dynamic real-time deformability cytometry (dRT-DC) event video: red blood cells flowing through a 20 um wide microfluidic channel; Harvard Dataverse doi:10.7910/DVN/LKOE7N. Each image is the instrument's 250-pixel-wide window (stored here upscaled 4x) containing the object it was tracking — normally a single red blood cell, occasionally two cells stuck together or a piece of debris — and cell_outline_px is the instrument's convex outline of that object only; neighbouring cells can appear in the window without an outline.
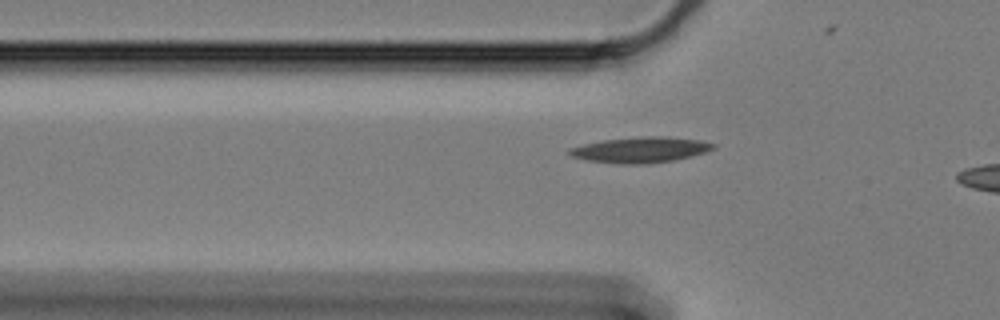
{"species": "Egyptian fruit bat (a non-hibernating species)", "species_latin": "Rousettus aegyptiacus", "temperature_condition": "cold", "stored_images_in_passage": 22, "camera_frame_rate_fps": 3000, "um_per_image_px": 0.085, "animal": {"sex": "female"}, "frame": {"image": 1, "passage_image": 11, "time_ms": 3.333, "image_size_px": [1000, 320], "cell_outline_px": [[716, 148], [708, 152], [692, 156], [672, 160], [648, 164], [620, 164], [584, 160], [572, 156], [564, 152], [572, 148], [584, 144], [604, 140], [644, 136], [668, 136], [700, 140], [716, 144]], "centroid_in_image_um": [54.47, 12.74], "position_along_channel_um": 71.3, "area_um2": 21.68}}
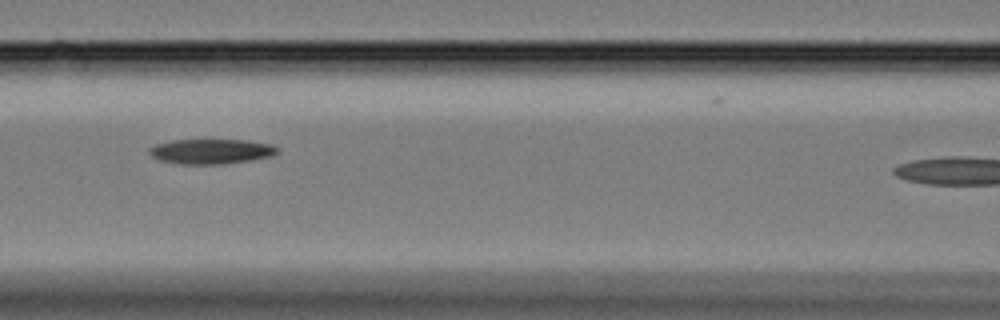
{"frame": {"image": 2, "passage_image": 18, "time_ms": 5.667, "image_size_px": [1000, 320], "cell_outline_px": [[280, 152], [272, 156], [252, 160], [224, 164], [180, 164], [160, 160], [152, 156], [148, 152], [148, 148], [156, 144], [172, 140], [248, 140], [272, 144], [280, 148]], "centroid_in_image_um": [18.0, 12.87], "position_along_channel_um": 148.6, "area_um2": 18.84}}
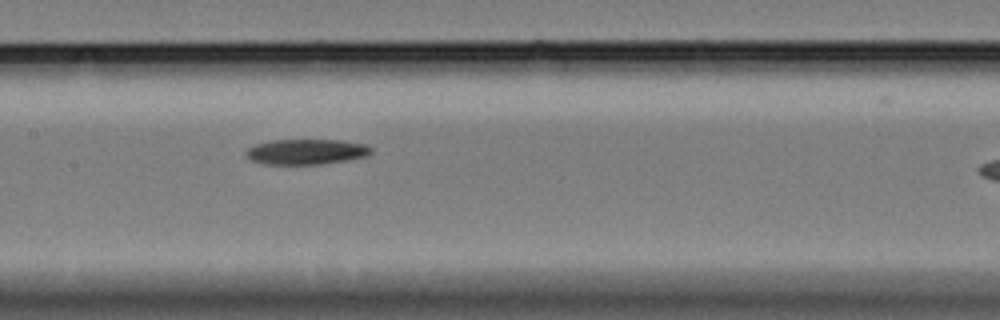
{"frame": {"image": 3, "passage_image": 21, "time_ms": 6.667, "image_size_px": [1000, 320], "cell_outline_px": [[372, 152], [368, 156], [348, 160], [320, 164], [264, 164], [252, 160], [244, 152], [248, 148], [256, 144], [272, 140], [340, 140], [368, 144], [372, 148]], "centroid_in_image_um": [26.09, 12.89], "position_along_channel_um": 181.3, "area_um2": 18.55}}